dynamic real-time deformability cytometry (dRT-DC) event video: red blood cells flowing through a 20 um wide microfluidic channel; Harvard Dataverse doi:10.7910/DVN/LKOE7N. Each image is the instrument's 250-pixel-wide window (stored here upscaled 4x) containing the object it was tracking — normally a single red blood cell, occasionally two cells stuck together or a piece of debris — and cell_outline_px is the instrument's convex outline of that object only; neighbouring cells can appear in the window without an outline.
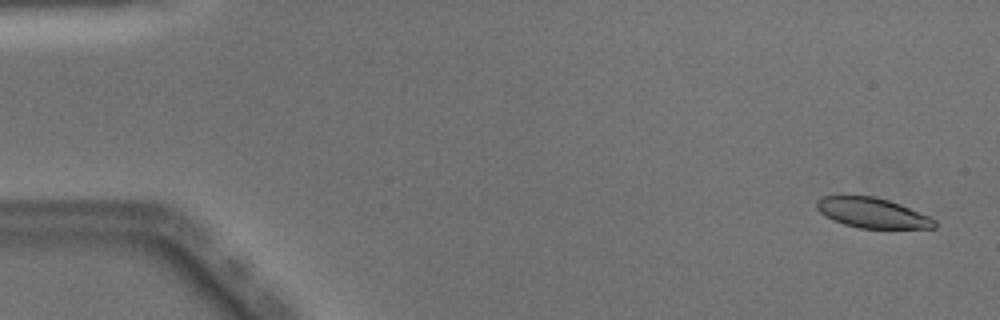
{"species": "Egyptian fruit bat (a non-hibernating species)", "species_latin": "Rousettus aegyptiacus", "temperature_condition": "warm", "stored_images_in_passage": 50, "camera_frame_rate_fps": 3000, "um_per_image_px": 0.085, "animal": {"sex": "male"}, "frame": {"image": 1, "passage_image": 2, "time_ms": 0.333, "image_size_px": [1000, 320], "cell_outline_px": [[936, 228], [860, 228], [844, 224], [820, 212], [816, 208], [816, 200], [824, 196], [872, 196], [888, 200], [900, 204], [928, 216], [936, 220]], "centroid_in_image_um": [74.16, 18.09], "position_along_channel_um": 10.8, "area_um2": 20.29}}
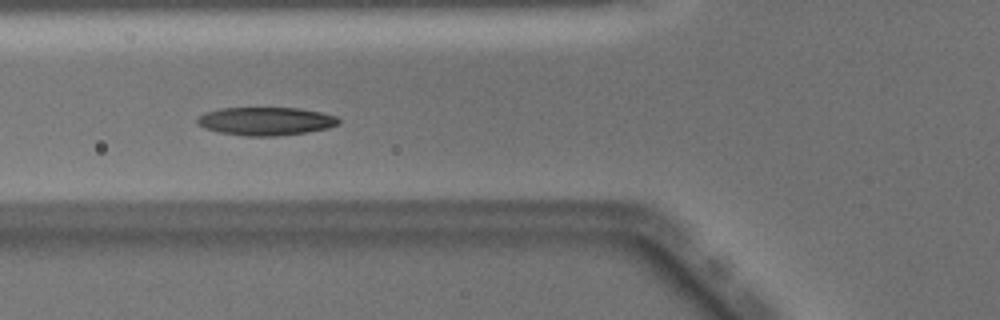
{"frame": {"image": 2, "passage_image": 19, "time_ms": 6.0, "image_size_px": [1000, 320], "cell_outline_px": [[340, 124], [328, 128], [308, 132], [276, 136], [244, 136], [220, 132], [204, 128], [196, 124], [196, 120], [204, 112], [220, 108], [300, 108], [320, 112], [336, 116], [340, 120]], "centroid_in_image_um": [22.59, 10.3], "position_along_channel_um": 103.2, "area_um2": 23.35}}
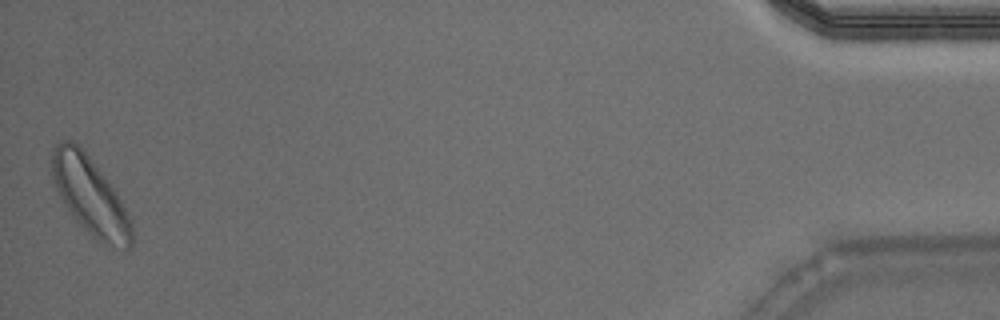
{"frame": {"image": 3, "passage_image": 50, "time_ms": 16.333, "image_size_px": [1000, 320], "cell_outline_px": [[132, 248], [124, 248], [104, 244], [92, 236], [68, 212], [56, 188], [52, 176], [52, 144], [60, 140], [72, 140], [80, 144], [116, 192], [132, 224]], "centroid_in_image_um": [7.62, 16.6], "position_along_channel_um": 427.6, "area_um2": 35.84}, "authors_computed_cell_mechanics": {"area_um2": 23.0044, "velocity_mm_per_s": 4.0011, "shape_relaxation_time_tau1_ms": 2.6621, "shape_relaxation_time_tau2_ms": 5.2251, "deformation_change_tau1": 0.11, "deformation_change_tau2": 0.1154}}